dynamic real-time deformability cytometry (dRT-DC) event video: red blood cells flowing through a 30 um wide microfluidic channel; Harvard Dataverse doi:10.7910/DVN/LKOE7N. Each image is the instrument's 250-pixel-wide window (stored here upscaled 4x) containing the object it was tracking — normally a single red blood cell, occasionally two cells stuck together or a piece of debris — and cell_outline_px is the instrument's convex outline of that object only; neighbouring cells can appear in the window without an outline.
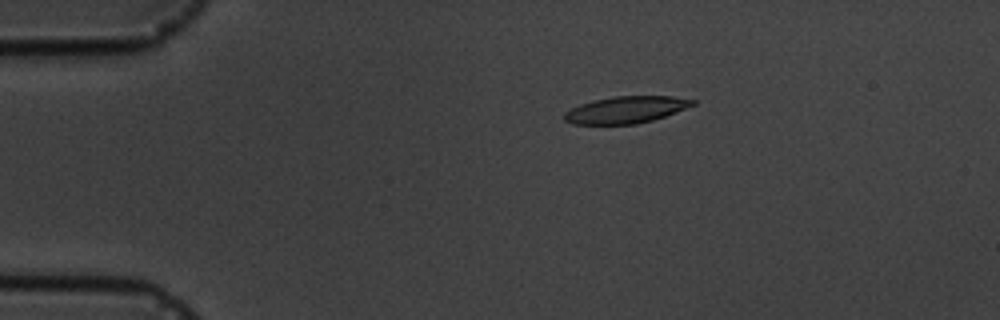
{"species": "common noctule bat (a hibernating species)", "species_latin": "Nyctalus noctula", "temperature_condition": "cold", "stored_images_in_passage": 4, "camera_frame_rate_fps": 3000, "um_per_image_px": 0.085, "animal": {"sex": "male", "body_mass_g": 19.5, "forearm_length_mm": 54.6}, "frame": {"image": 1, "passage_image": 3, "time_ms": 2.333, "image_size_px": [1000, 320], "cell_outline_px": [[696, 104], [664, 116], [652, 120], [636, 124], [572, 124], [564, 120], [564, 112], [580, 104], [592, 100], [612, 96], [672, 96], [696, 100]], "centroid_in_image_um": [53.18, 9.32], "position_along_channel_um": 31.8, "area_um2": 20.06}}